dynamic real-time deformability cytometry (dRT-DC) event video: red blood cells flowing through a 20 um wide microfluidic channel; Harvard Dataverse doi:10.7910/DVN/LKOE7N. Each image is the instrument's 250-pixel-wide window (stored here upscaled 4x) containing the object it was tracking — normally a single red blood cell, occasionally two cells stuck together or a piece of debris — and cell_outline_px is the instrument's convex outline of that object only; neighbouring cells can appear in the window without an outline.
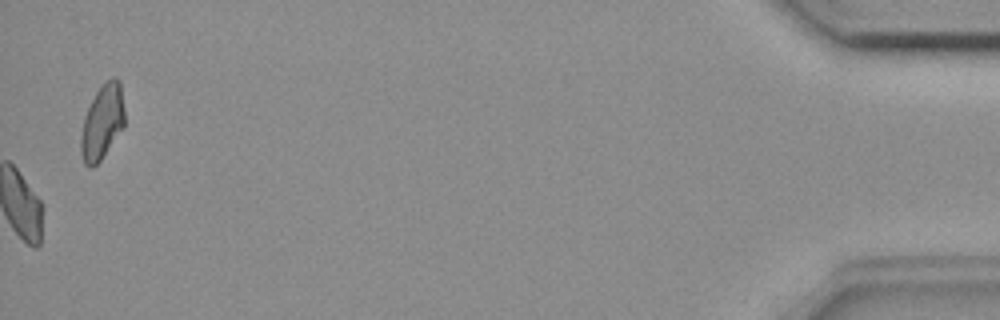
{"species": "common noctule bat (a hibernating species)", "species_latin": "Nyctalus noctula", "temperature_condition": "room temperature", "stored_images_in_passage": 56, "camera_frame_rate_fps": 3000, "um_per_image_px": 0.085, "animal": {"sex": "female", "body_mass_g": 18.4}, "frame": {"image": 1, "passage_image": 56, "time_ms": 18.333, "image_size_px": [1000, 320], "cell_outline_px": [[124, 128], [100, 160], [92, 168], [88, 168], [84, 164], [80, 152], [80, 136], [84, 116], [96, 92], [104, 80], [112, 76], [116, 76], [120, 80], [124, 108]], "centroid_in_image_um": [8.69, 10.35], "position_along_channel_um": 426.5, "area_um2": 19.36}, "authors_computed_cell_mechanics": {"area_um2": 19.363, "velocity_mm_per_s": 3.6525, "shape_relaxation_time_tau1_ms": null, "shape_relaxation_time_tau2_ms": 3.815, "deformation_change_tau1": null, "deformation_change_tau2": 0.0834}}